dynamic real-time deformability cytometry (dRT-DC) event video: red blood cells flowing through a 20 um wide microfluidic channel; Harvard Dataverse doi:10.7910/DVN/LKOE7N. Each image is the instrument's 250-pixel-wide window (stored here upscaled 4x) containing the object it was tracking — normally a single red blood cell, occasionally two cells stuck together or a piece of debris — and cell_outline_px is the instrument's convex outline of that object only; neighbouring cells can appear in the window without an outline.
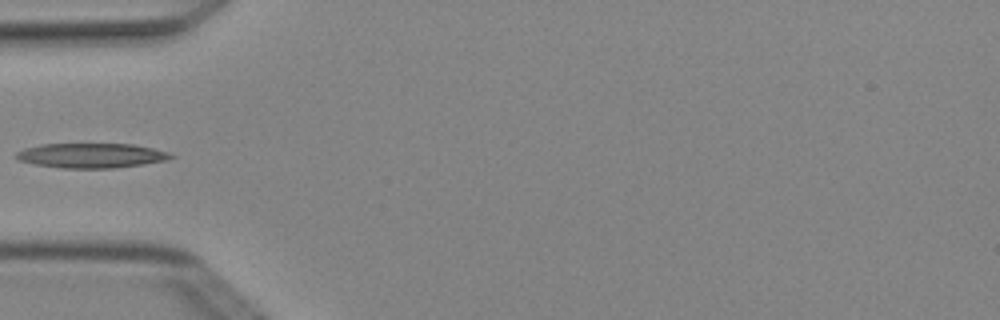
{"species": "Egyptian fruit bat (a non-hibernating species)", "species_latin": "Rousettus aegyptiacus", "temperature_condition": "cold", "stored_images_in_passage": 4, "camera_frame_rate_fps": 3000, "um_per_image_px": 0.085, "animal": {"sex": "female"}, "frame": {"image": 1, "passage_image": 4, "time_ms": 1.0, "image_size_px": [1000, 320], "cell_outline_px": [[176, 156], [168, 160], [144, 164], [112, 168], [60, 168], [36, 164], [20, 160], [16, 156], [16, 152], [24, 148], [40, 144], [132, 144], [152, 148], [168, 152]], "centroid_in_image_um": [7.78, 13.22], "position_along_channel_um": 77.2, "area_um2": 22.2}}